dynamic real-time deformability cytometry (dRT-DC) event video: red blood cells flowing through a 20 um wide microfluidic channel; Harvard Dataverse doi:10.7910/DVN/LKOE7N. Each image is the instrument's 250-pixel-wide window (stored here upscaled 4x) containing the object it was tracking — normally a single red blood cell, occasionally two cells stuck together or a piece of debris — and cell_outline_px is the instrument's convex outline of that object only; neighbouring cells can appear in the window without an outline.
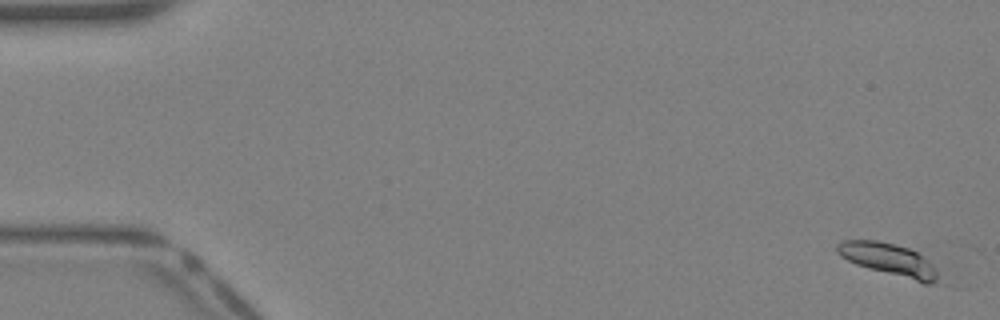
{"species": "Egyptian fruit bat (a non-hibernating species)", "species_latin": "Rousettus aegyptiacus", "temperature_condition": "warm", "stored_images_in_passage": 10, "camera_frame_rate_fps": 3000, "um_per_image_px": 0.085, "animal": {"sex": "female"}, "frame": {"image": 1, "passage_image": 1, "time_ms": 0.0, "image_size_px": [1000, 320], "cell_outline_px": [[940, 284], [924, 284], [868, 268], [856, 264], [840, 256], [836, 252], [836, 244], [840, 240], [876, 240], [896, 244], [908, 248], [924, 256], [940, 272]], "centroid_in_image_um": [75.62, 22.09], "position_along_channel_um": 9.4, "area_um2": 19.59}}